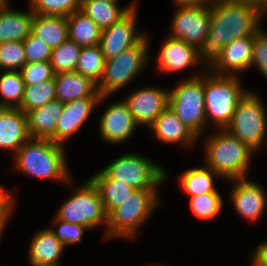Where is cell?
I'll use <instances>...</instances> for the list:
<instances>
[{
	"instance_id": "cell-1",
	"label": "cell",
	"mask_w": 267,
	"mask_h": 266,
	"mask_svg": "<svg viewBox=\"0 0 267 266\" xmlns=\"http://www.w3.org/2000/svg\"><path fill=\"white\" fill-rule=\"evenodd\" d=\"M208 35L197 48L202 66L209 70L221 57L223 47L235 39L254 35L262 26L259 2L212 1Z\"/></svg>"
},
{
	"instance_id": "cell-2",
	"label": "cell",
	"mask_w": 267,
	"mask_h": 266,
	"mask_svg": "<svg viewBox=\"0 0 267 266\" xmlns=\"http://www.w3.org/2000/svg\"><path fill=\"white\" fill-rule=\"evenodd\" d=\"M65 148V145L49 139L30 138L15 153L13 168L29 177L61 181L73 186Z\"/></svg>"
},
{
	"instance_id": "cell-3",
	"label": "cell",
	"mask_w": 267,
	"mask_h": 266,
	"mask_svg": "<svg viewBox=\"0 0 267 266\" xmlns=\"http://www.w3.org/2000/svg\"><path fill=\"white\" fill-rule=\"evenodd\" d=\"M217 130L204 142V165L227 181L248 177L255 152L225 129Z\"/></svg>"
},
{
	"instance_id": "cell-4",
	"label": "cell",
	"mask_w": 267,
	"mask_h": 266,
	"mask_svg": "<svg viewBox=\"0 0 267 266\" xmlns=\"http://www.w3.org/2000/svg\"><path fill=\"white\" fill-rule=\"evenodd\" d=\"M158 192L159 190H134L129 198L108 215L104 238L134 239L139 227L163 204Z\"/></svg>"
},
{
	"instance_id": "cell-5",
	"label": "cell",
	"mask_w": 267,
	"mask_h": 266,
	"mask_svg": "<svg viewBox=\"0 0 267 266\" xmlns=\"http://www.w3.org/2000/svg\"><path fill=\"white\" fill-rule=\"evenodd\" d=\"M237 76H219L205 71L204 102L207 125L210 121L218 129H225L230 122L240 99L248 90Z\"/></svg>"
},
{
	"instance_id": "cell-6",
	"label": "cell",
	"mask_w": 267,
	"mask_h": 266,
	"mask_svg": "<svg viewBox=\"0 0 267 266\" xmlns=\"http://www.w3.org/2000/svg\"><path fill=\"white\" fill-rule=\"evenodd\" d=\"M206 70L202 67L199 72L169 90V107L198 138L207 126L204 102Z\"/></svg>"
},
{
	"instance_id": "cell-7",
	"label": "cell",
	"mask_w": 267,
	"mask_h": 266,
	"mask_svg": "<svg viewBox=\"0 0 267 266\" xmlns=\"http://www.w3.org/2000/svg\"><path fill=\"white\" fill-rule=\"evenodd\" d=\"M257 92L248 90L240 99L225 130L257 153L265 145L267 110Z\"/></svg>"
},
{
	"instance_id": "cell-8",
	"label": "cell",
	"mask_w": 267,
	"mask_h": 266,
	"mask_svg": "<svg viewBox=\"0 0 267 266\" xmlns=\"http://www.w3.org/2000/svg\"><path fill=\"white\" fill-rule=\"evenodd\" d=\"M148 38L146 34L136 45L105 60L104 74L97 85L100 96L111 97L142 73L151 59Z\"/></svg>"
},
{
	"instance_id": "cell-9",
	"label": "cell",
	"mask_w": 267,
	"mask_h": 266,
	"mask_svg": "<svg viewBox=\"0 0 267 266\" xmlns=\"http://www.w3.org/2000/svg\"><path fill=\"white\" fill-rule=\"evenodd\" d=\"M102 170L110 178L122 181L135 190H159L158 186L168 178V171L163 166L135 152L118 156Z\"/></svg>"
},
{
	"instance_id": "cell-10",
	"label": "cell",
	"mask_w": 267,
	"mask_h": 266,
	"mask_svg": "<svg viewBox=\"0 0 267 266\" xmlns=\"http://www.w3.org/2000/svg\"><path fill=\"white\" fill-rule=\"evenodd\" d=\"M71 192L70 197L61 204L55 217L65 222L86 226L90 230L102 224L106 232L108 215L94 183L88 179L82 185L75 186Z\"/></svg>"
},
{
	"instance_id": "cell-11",
	"label": "cell",
	"mask_w": 267,
	"mask_h": 266,
	"mask_svg": "<svg viewBox=\"0 0 267 266\" xmlns=\"http://www.w3.org/2000/svg\"><path fill=\"white\" fill-rule=\"evenodd\" d=\"M168 35L198 48L208 35L211 23L210 4L177 6Z\"/></svg>"
},
{
	"instance_id": "cell-12",
	"label": "cell",
	"mask_w": 267,
	"mask_h": 266,
	"mask_svg": "<svg viewBox=\"0 0 267 266\" xmlns=\"http://www.w3.org/2000/svg\"><path fill=\"white\" fill-rule=\"evenodd\" d=\"M137 13V8L132 9L112 26L102 30L99 46L105 60L118 56L146 35L136 30Z\"/></svg>"
},
{
	"instance_id": "cell-13",
	"label": "cell",
	"mask_w": 267,
	"mask_h": 266,
	"mask_svg": "<svg viewBox=\"0 0 267 266\" xmlns=\"http://www.w3.org/2000/svg\"><path fill=\"white\" fill-rule=\"evenodd\" d=\"M136 123L150 127L155 119L169 106V88L150 85L130 92L122 99Z\"/></svg>"
},
{
	"instance_id": "cell-14",
	"label": "cell",
	"mask_w": 267,
	"mask_h": 266,
	"mask_svg": "<svg viewBox=\"0 0 267 266\" xmlns=\"http://www.w3.org/2000/svg\"><path fill=\"white\" fill-rule=\"evenodd\" d=\"M229 181L232 183L229 196L237 214L247 221L257 222L266 210L267 192L247 177Z\"/></svg>"
},
{
	"instance_id": "cell-15",
	"label": "cell",
	"mask_w": 267,
	"mask_h": 266,
	"mask_svg": "<svg viewBox=\"0 0 267 266\" xmlns=\"http://www.w3.org/2000/svg\"><path fill=\"white\" fill-rule=\"evenodd\" d=\"M139 125L123 100L111 103L99 120V135L103 141L118 145L125 143Z\"/></svg>"
},
{
	"instance_id": "cell-16",
	"label": "cell",
	"mask_w": 267,
	"mask_h": 266,
	"mask_svg": "<svg viewBox=\"0 0 267 266\" xmlns=\"http://www.w3.org/2000/svg\"><path fill=\"white\" fill-rule=\"evenodd\" d=\"M107 98L109 99V96L81 98L64 103L55 129V143L64 145L73 134L79 131L92 111Z\"/></svg>"
},
{
	"instance_id": "cell-17",
	"label": "cell",
	"mask_w": 267,
	"mask_h": 266,
	"mask_svg": "<svg viewBox=\"0 0 267 266\" xmlns=\"http://www.w3.org/2000/svg\"><path fill=\"white\" fill-rule=\"evenodd\" d=\"M254 35L235 39L223 47L221 57L209 69L219 76H237L251 68Z\"/></svg>"
},
{
	"instance_id": "cell-18",
	"label": "cell",
	"mask_w": 267,
	"mask_h": 266,
	"mask_svg": "<svg viewBox=\"0 0 267 266\" xmlns=\"http://www.w3.org/2000/svg\"><path fill=\"white\" fill-rule=\"evenodd\" d=\"M164 40L156 57L158 72L173 73L201 65L195 46L169 36Z\"/></svg>"
},
{
	"instance_id": "cell-19",
	"label": "cell",
	"mask_w": 267,
	"mask_h": 266,
	"mask_svg": "<svg viewBox=\"0 0 267 266\" xmlns=\"http://www.w3.org/2000/svg\"><path fill=\"white\" fill-rule=\"evenodd\" d=\"M155 139L162 144H181L193 147L199 138L178 118L176 113L168 106L149 127Z\"/></svg>"
},
{
	"instance_id": "cell-20",
	"label": "cell",
	"mask_w": 267,
	"mask_h": 266,
	"mask_svg": "<svg viewBox=\"0 0 267 266\" xmlns=\"http://www.w3.org/2000/svg\"><path fill=\"white\" fill-rule=\"evenodd\" d=\"M30 138L27 115L19 108L0 107V148L14 156Z\"/></svg>"
},
{
	"instance_id": "cell-21",
	"label": "cell",
	"mask_w": 267,
	"mask_h": 266,
	"mask_svg": "<svg viewBox=\"0 0 267 266\" xmlns=\"http://www.w3.org/2000/svg\"><path fill=\"white\" fill-rule=\"evenodd\" d=\"M65 246L57 239L49 227H44L35 234L28 250L30 266H60Z\"/></svg>"
},
{
	"instance_id": "cell-22",
	"label": "cell",
	"mask_w": 267,
	"mask_h": 266,
	"mask_svg": "<svg viewBox=\"0 0 267 266\" xmlns=\"http://www.w3.org/2000/svg\"><path fill=\"white\" fill-rule=\"evenodd\" d=\"M54 81L56 100L61 103L81 98H100L97 84L77 71L56 74Z\"/></svg>"
},
{
	"instance_id": "cell-23",
	"label": "cell",
	"mask_w": 267,
	"mask_h": 266,
	"mask_svg": "<svg viewBox=\"0 0 267 266\" xmlns=\"http://www.w3.org/2000/svg\"><path fill=\"white\" fill-rule=\"evenodd\" d=\"M64 103L51 101L26 113L29 135L33 139H49L55 142V129Z\"/></svg>"
},
{
	"instance_id": "cell-24",
	"label": "cell",
	"mask_w": 267,
	"mask_h": 266,
	"mask_svg": "<svg viewBox=\"0 0 267 266\" xmlns=\"http://www.w3.org/2000/svg\"><path fill=\"white\" fill-rule=\"evenodd\" d=\"M35 13L32 9L18 11L10 6L0 9V43L24 41L32 33Z\"/></svg>"
},
{
	"instance_id": "cell-25",
	"label": "cell",
	"mask_w": 267,
	"mask_h": 266,
	"mask_svg": "<svg viewBox=\"0 0 267 266\" xmlns=\"http://www.w3.org/2000/svg\"><path fill=\"white\" fill-rule=\"evenodd\" d=\"M133 2L128 6L120 7L119 2L113 0H82L81 11L91 18L101 30H104L119 21L130 10L136 9L137 1Z\"/></svg>"
},
{
	"instance_id": "cell-26",
	"label": "cell",
	"mask_w": 267,
	"mask_h": 266,
	"mask_svg": "<svg viewBox=\"0 0 267 266\" xmlns=\"http://www.w3.org/2000/svg\"><path fill=\"white\" fill-rule=\"evenodd\" d=\"M89 179L98 188L107 215L129 198L135 190L122 181L110 178L102 169Z\"/></svg>"
},
{
	"instance_id": "cell-27",
	"label": "cell",
	"mask_w": 267,
	"mask_h": 266,
	"mask_svg": "<svg viewBox=\"0 0 267 266\" xmlns=\"http://www.w3.org/2000/svg\"><path fill=\"white\" fill-rule=\"evenodd\" d=\"M32 33L43 40L51 49L69 38L67 16H43L35 14Z\"/></svg>"
},
{
	"instance_id": "cell-28",
	"label": "cell",
	"mask_w": 267,
	"mask_h": 266,
	"mask_svg": "<svg viewBox=\"0 0 267 266\" xmlns=\"http://www.w3.org/2000/svg\"><path fill=\"white\" fill-rule=\"evenodd\" d=\"M217 177L221 178L214 170L203 165L182 172L179 178V185L189 197L205 193H220L214 182Z\"/></svg>"
},
{
	"instance_id": "cell-29",
	"label": "cell",
	"mask_w": 267,
	"mask_h": 266,
	"mask_svg": "<svg viewBox=\"0 0 267 266\" xmlns=\"http://www.w3.org/2000/svg\"><path fill=\"white\" fill-rule=\"evenodd\" d=\"M69 39L80 47L99 44L102 30L81 10L67 16Z\"/></svg>"
},
{
	"instance_id": "cell-30",
	"label": "cell",
	"mask_w": 267,
	"mask_h": 266,
	"mask_svg": "<svg viewBox=\"0 0 267 266\" xmlns=\"http://www.w3.org/2000/svg\"><path fill=\"white\" fill-rule=\"evenodd\" d=\"M0 74V107L19 108L24 95V81L20 71Z\"/></svg>"
},
{
	"instance_id": "cell-31",
	"label": "cell",
	"mask_w": 267,
	"mask_h": 266,
	"mask_svg": "<svg viewBox=\"0 0 267 266\" xmlns=\"http://www.w3.org/2000/svg\"><path fill=\"white\" fill-rule=\"evenodd\" d=\"M104 67L105 58L99 44L82 47L75 71L98 85L103 77Z\"/></svg>"
},
{
	"instance_id": "cell-32",
	"label": "cell",
	"mask_w": 267,
	"mask_h": 266,
	"mask_svg": "<svg viewBox=\"0 0 267 266\" xmlns=\"http://www.w3.org/2000/svg\"><path fill=\"white\" fill-rule=\"evenodd\" d=\"M54 100H56V84L53 78L40 84L25 85L19 109L26 114Z\"/></svg>"
},
{
	"instance_id": "cell-33",
	"label": "cell",
	"mask_w": 267,
	"mask_h": 266,
	"mask_svg": "<svg viewBox=\"0 0 267 266\" xmlns=\"http://www.w3.org/2000/svg\"><path fill=\"white\" fill-rule=\"evenodd\" d=\"M81 49L82 47L69 38L53 48L50 63L54 74L75 71Z\"/></svg>"
},
{
	"instance_id": "cell-34",
	"label": "cell",
	"mask_w": 267,
	"mask_h": 266,
	"mask_svg": "<svg viewBox=\"0 0 267 266\" xmlns=\"http://www.w3.org/2000/svg\"><path fill=\"white\" fill-rule=\"evenodd\" d=\"M223 199L220 193H205L189 197V208L198 219L211 220L216 217L223 208Z\"/></svg>"
},
{
	"instance_id": "cell-35",
	"label": "cell",
	"mask_w": 267,
	"mask_h": 266,
	"mask_svg": "<svg viewBox=\"0 0 267 266\" xmlns=\"http://www.w3.org/2000/svg\"><path fill=\"white\" fill-rule=\"evenodd\" d=\"M82 0H29V5L35 14L43 16H68L81 10Z\"/></svg>"
},
{
	"instance_id": "cell-36",
	"label": "cell",
	"mask_w": 267,
	"mask_h": 266,
	"mask_svg": "<svg viewBox=\"0 0 267 266\" xmlns=\"http://www.w3.org/2000/svg\"><path fill=\"white\" fill-rule=\"evenodd\" d=\"M25 64L23 41L0 43V71H19Z\"/></svg>"
},
{
	"instance_id": "cell-37",
	"label": "cell",
	"mask_w": 267,
	"mask_h": 266,
	"mask_svg": "<svg viewBox=\"0 0 267 266\" xmlns=\"http://www.w3.org/2000/svg\"><path fill=\"white\" fill-rule=\"evenodd\" d=\"M53 219H55L53 221L55 222V225L57 224V228H54V225L49 228L65 247L75 243H82L84 232L90 230L86 226L65 222L56 217Z\"/></svg>"
},
{
	"instance_id": "cell-38",
	"label": "cell",
	"mask_w": 267,
	"mask_h": 266,
	"mask_svg": "<svg viewBox=\"0 0 267 266\" xmlns=\"http://www.w3.org/2000/svg\"><path fill=\"white\" fill-rule=\"evenodd\" d=\"M19 71L25 85L40 84L55 76L50 61L26 63Z\"/></svg>"
},
{
	"instance_id": "cell-39",
	"label": "cell",
	"mask_w": 267,
	"mask_h": 266,
	"mask_svg": "<svg viewBox=\"0 0 267 266\" xmlns=\"http://www.w3.org/2000/svg\"><path fill=\"white\" fill-rule=\"evenodd\" d=\"M26 63L50 61L52 49L40 38L31 33L24 41Z\"/></svg>"
},
{
	"instance_id": "cell-40",
	"label": "cell",
	"mask_w": 267,
	"mask_h": 266,
	"mask_svg": "<svg viewBox=\"0 0 267 266\" xmlns=\"http://www.w3.org/2000/svg\"><path fill=\"white\" fill-rule=\"evenodd\" d=\"M254 65L267 79V32L263 26L254 34L251 67Z\"/></svg>"
},
{
	"instance_id": "cell-41",
	"label": "cell",
	"mask_w": 267,
	"mask_h": 266,
	"mask_svg": "<svg viewBox=\"0 0 267 266\" xmlns=\"http://www.w3.org/2000/svg\"><path fill=\"white\" fill-rule=\"evenodd\" d=\"M15 195L10 191L5 190L4 185L0 184V240L2 239V233L5 230L13 210H15Z\"/></svg>"
},
{
	"instance_id": "cell-42",
	"label": "cell",
	"mask_w": 267,
	"mask_h": 266,
	"mask_svg": "<svg viewBox=\"0 0 267 266\" xmlns=\"http://www.w3.org/2000/svg\"><path fill=\"white\" fill-rule=\"evenodd\" d=\"M213 0H174L177 6H199L211 4Z\"/></svg>"
},
{
	"instance_id": "cell-43",
	"label": "cell",
	"mask_w": 267,
	"mask_h": 266,
	"mask_svg": "<svg viewBox=\"0 0 267 266\" xmlns=\"http://www.w3.org/2000/svg\"><path fill=\"white\" fill-rule=\"evenodd\" d=\"M267 266V239L260 243L253 251Z\"/></svg>"
},
{
	"instance_id": "cell-44",
	"label": "cell",
	"mask_w": 267,
	"mask_h": 266,
	"mask_svg": "<svg viewBox=\"0 0 267 266\" xmlns=\"http://www.w3.org/2000/svg\"><path fill=\"white\" fill-rule=\"evenodd\" d=\"M249 255L251 257L250 266H266V264L252 251Z\"/></svg>"
},
{
	"instance_id": "cell-45",
	"label": "cell",
	"mask_w": 267,
	"mask_h": 266,
	"mask_svg": "<svg viewBox=\"0 0 267 266\" xmlns=\"http://www.w3.org/2000/svg\"><path fill=\"white\" fill-rule=\"evenodd\" d=\"M259 5H260L262 16H263V19H264V17L267 14V0H260L259 1Z\"/></svg>"
},
{
	"instance_id": "cell-46",
	"label": "cell",
	"mask_w": 267,
	"mask_h": 266,
	"mask_svg": "<svg viewBox=\"0 0 267 266\" xmlns=\"http://www.w3.org/2000/svg\"><path fill=\"white\" fill-rule=\"evenodd\" d=\"M213 1H225V2H236V1L259 2L260 0H213Z\"/></svg>"
},
{
	"instance_id": "cell-47",
	"label": "cell",
	"mask_w": 267,
	"mask_h": 266,
	"mask_svg": "<svg viewBox=\"0 0 267 266\" xmlns=\"http://www.w3.org/2000/svg\"><path fill=\"white\" fill-rule=\"evenodd\" d=\"M9 1L8 0H0V9L8 7Z\"/></svg>"
},
{
	"instance_id": "cell-48",
	"label": "cell",
	"mask_w": 267,
	"mask_h": 266,
	"mask_svg": "<svg viewBox=\"0 0 267 266\" xmlns=\"http://www.w3.org/2000/svg\"><path fill=\"white\" fill-rule=\"evenodd\" d=\"M146 266H168V265H166V264H161V263H160V264H157V263L155 264V263H154V264H148V265H146Z\"/></svg>"
}]
</instances>
